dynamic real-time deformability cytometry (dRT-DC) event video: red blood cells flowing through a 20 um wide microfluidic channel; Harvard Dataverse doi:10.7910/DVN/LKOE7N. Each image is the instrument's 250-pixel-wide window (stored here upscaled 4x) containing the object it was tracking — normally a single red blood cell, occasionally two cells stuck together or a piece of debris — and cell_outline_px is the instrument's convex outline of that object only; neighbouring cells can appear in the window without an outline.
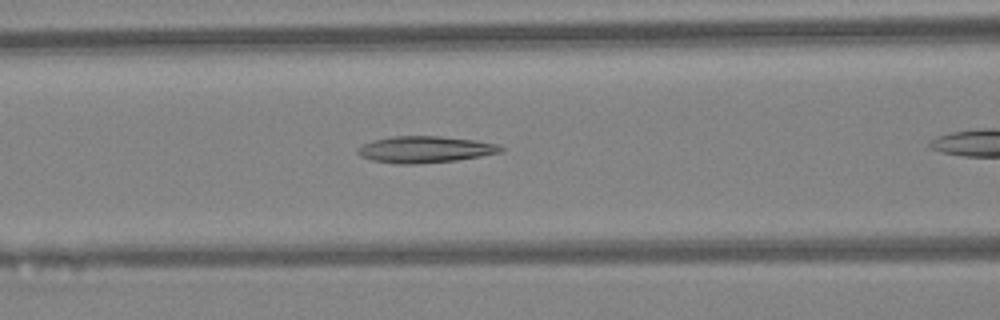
{"species": "Egyptian fruit bat (a non-hibernating species)", "species_latin": "Rousettus aegyptiacus", "temperature_condition": "warm", "stored_images_in_passage": 24, "camera_frame_rate_fps": 3000, "um_per_image_px": 0.085, "animal": {"sex": "female"}, "frame": {"image": 1, "passage_image": 7, "time_ms": 2.0, "image_size_px": [1000, 320], "cell_outline_px": [[504, 152], [456, 160], [416, 164], [400, 164], [372, 160], [360, 156], [356, 152], [356, 148], [372, 140], [392, 136], [440, 136], [476, 140], [500, 144], [504, 148]], "centroid_in_image_um": [36.15, 12.7], "position_along_channel_um": 130.5, "area_um2": 22.31}}
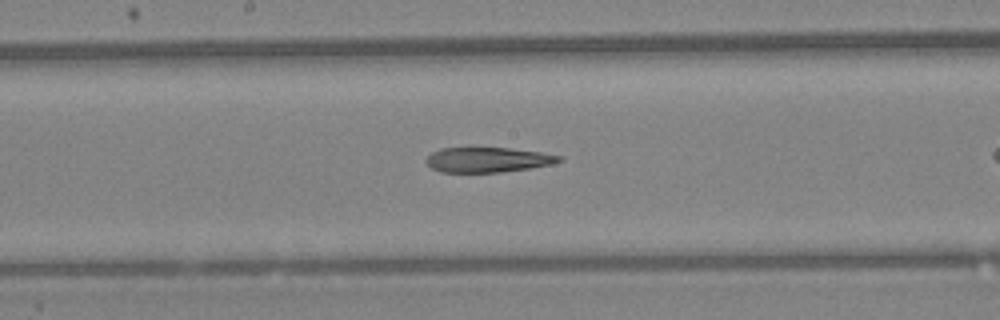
{"frame": {"image": 2, "passage_image": 12, "time_ms": 3.667, "image_size_px": [1000, 320], "cell_outline_px": [[564, 160], [552, 164], [532, 168], [500, 172], [440, 172], [432, 168], [424, 160], [432, 152], [440, 148], [508, 148], [540, 152], [564, 156]], "centroid_in_image_um": [41.49, 13.58], "position_along_channel_um": 206.7, "area_um2": 19.42}}
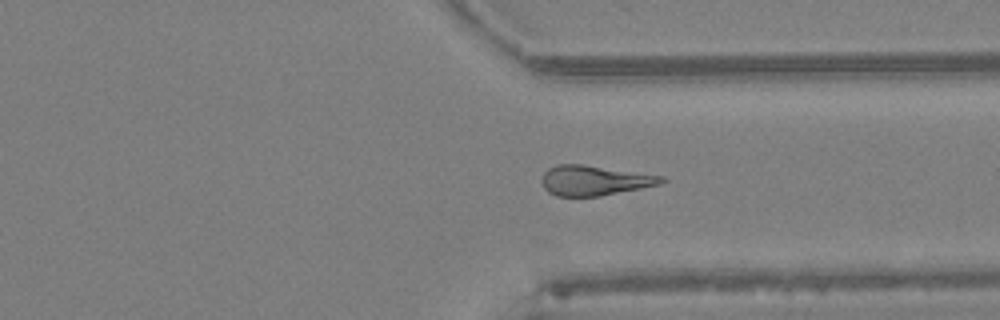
{"frame": {"image": 3, "passage_image": 22, "time_ms": 7.0, "image_size_px": [1000, 320], "cell_outline_px": [[668, 180], [660, 184], [600, 196], [556, 196], [548, 192], [544, 188], [540, 180], [544, 172], [548, 168], [556, 164], [580, 164], [664, 176]], "centroid_in_image_um": [50.49, 15.34], "position_along_channel_um": 360.9, "area_um2": 20.87}}